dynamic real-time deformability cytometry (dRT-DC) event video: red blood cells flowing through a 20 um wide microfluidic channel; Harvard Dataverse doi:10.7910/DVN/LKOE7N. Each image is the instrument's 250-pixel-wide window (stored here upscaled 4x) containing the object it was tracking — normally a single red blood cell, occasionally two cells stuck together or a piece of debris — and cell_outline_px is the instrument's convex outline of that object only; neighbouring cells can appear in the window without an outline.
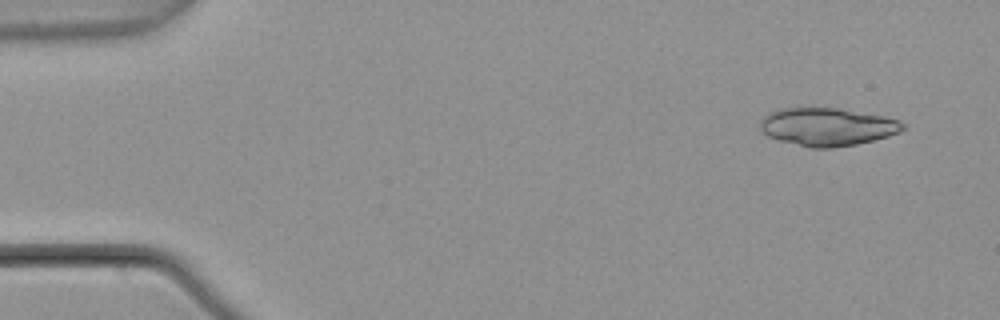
{"species": "common noctule bat (a hibernating species)", "species_latin": "Nyctalus noctula", "temperature_condition": "warm", "stored_images_in_passage": 5, "camera_frame_rate_fps": 3000, "um_per_image_px": 0.085, "animal": {"sex": "male", "body_mass_g": 21.5, "forearm_length_mm": 52.0}, "frame": {"image": 1, "passage_image": 1, "time_ms": 0.0, "image_size_px": [1000, 320], "cell_outline_px": [[908, 124], [900, 132], [888, 136], [856, 144], [832, 148], [812, 148], [780, 140], [768, 136], [760, 132], [760, 120], [768, 112], [780, 108], [836, 108], [884, 116], [900, 120]], "centroid_in_image_um": [70.32, 10.77], "position_along_channel_um": 14.7, "area_um2": 31.62}}